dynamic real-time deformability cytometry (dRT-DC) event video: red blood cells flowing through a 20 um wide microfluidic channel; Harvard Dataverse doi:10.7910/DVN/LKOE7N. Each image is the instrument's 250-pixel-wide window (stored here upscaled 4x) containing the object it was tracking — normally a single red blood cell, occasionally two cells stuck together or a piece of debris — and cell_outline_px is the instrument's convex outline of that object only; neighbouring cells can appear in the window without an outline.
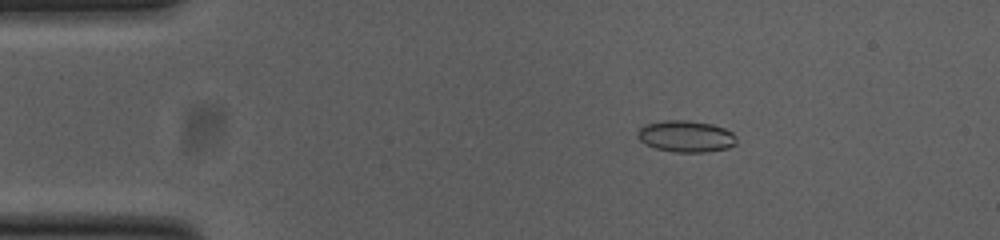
{"species": "common noctule bat (a hibernating species)", "species_latin": "Nyctalus noctula", "temperature_condition": "cold", "stored_images_in_passage": 45, "camera_frame_rate_fps": 3000, "um_per_image_px": 0.085, "animal": {"sex": "female", "body_mass_g": 23.0, "forearm_length_mm": 53.4}, "frame": {"image": 1, "passage_image": 1, "time_ms": 0.0, "image_size_px": [1000, 240], "cell_outline_px": [[736, 144], [728, 148], [704, 152], [676, 152], [656, 148], [640, 140], [636, 132], [640, 128], [648, 124], [664, 120], [684, 120], [712, 124], [724, 128], [732, 132], [736, 136]], "centroid_in_image_um": [58.34, 11.59], "position_along_channel_um": 26.7, "area_um2": 17.98}}
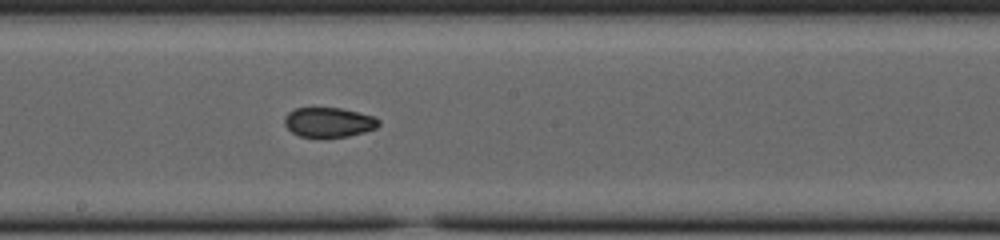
{"frame": {"image": 2, "passage_image": 21, "time_ms": 6.667, "image_size_px": [1000, 240], "cell_outline_px": [[380, 124], [376, 128], [364, 132], [348, 136], [324, 140], [320, 140], [300, 136], [292, 132], [284, 124], [284, 116], [288, 112], [296, 108], [340, 108], [372, 116], [380, 120]], "centroid_in_image_um": [27.91, 10.44], "position_along_channel_um": 220.3, "area_um2": 16.76}}
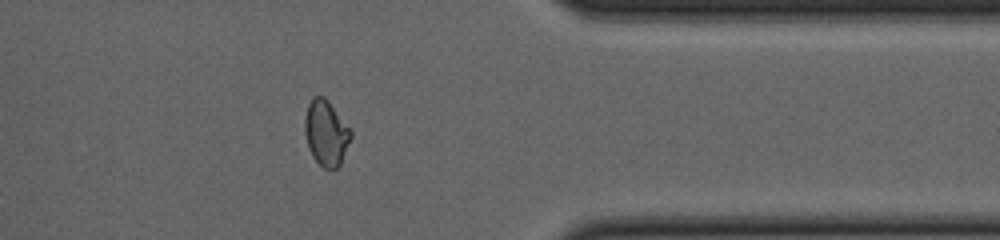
{"frame": {"image": 3, "passage_image": 35, "time_ms": 11.333, "image_size_px": [1000, 240], "cell_outline_px": [[352, 136], [340, 164], [336, 168], [324, 168], [312, 156], [308, 148], [304, 132], [304, 120], [308, 104], [312, 96], [324, 96], [328, 100], [352, 132]], "centroid_in_image_um": [27.69, 11.28], "position_along_channel_um": 383.7, "area_um2": 17.46}, "authors_computed_cell_mechanics": {"area_um2": 17.2822, "velocity_mm_per_s": 3.8115, "shape_relaxation_time_tau1_ms": null, "shape_relaxation_time_tau2_ms": 1.7424, "deformation_change_tau1": null, "deformation_change_tau2": 0.0465}}